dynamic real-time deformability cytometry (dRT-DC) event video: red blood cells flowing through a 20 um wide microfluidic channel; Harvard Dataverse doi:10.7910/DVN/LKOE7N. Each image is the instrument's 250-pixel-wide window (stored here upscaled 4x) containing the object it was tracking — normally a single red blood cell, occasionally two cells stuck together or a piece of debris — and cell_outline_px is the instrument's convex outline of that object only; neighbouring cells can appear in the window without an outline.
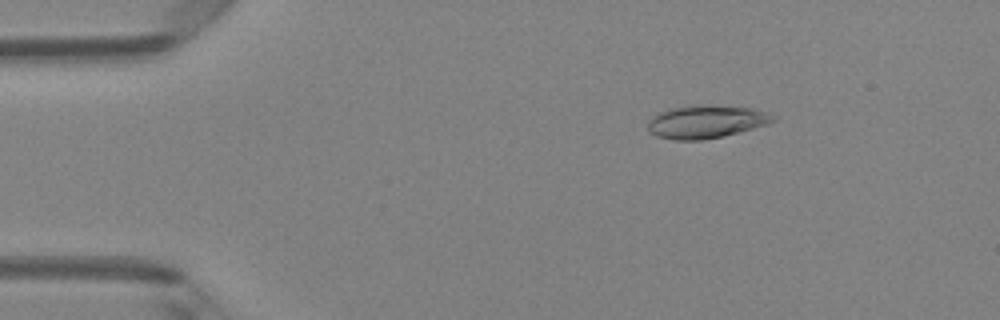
{"species": "Egyptian fruit bat (a non-hibernating species)", "species_latin": "Rousettus aegyptiacus", "temperature_condition": "room temperature", "stored_images_in_passage": 3, "camera_frame_rate_fps": 3000, "um_per_image_px": 0.085, "animal": {"sex": "female"}, "frame": {"image": 1, "passage_image": 1, "time_ms": 0.0, "image_size_px": [1000, 320], "cell_outline_px": [[776, 120], [768, 124], [740, 132], [724, 136], [700, 140], [676, 140], [656, 136], [648, 132], [648, 120], [656, 112], [672, 108], [704, 104], [752, 108], [764, 112], [772, 116]], "centroid_in_image_um": [59.96, 10.35], "position_along_channel_um": 25.0, "area_um2": 24.1}}
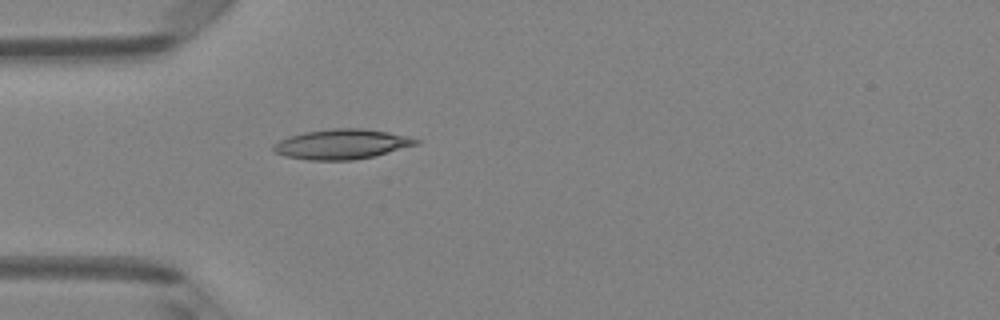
{"frame": {"image": 2, "passage_image": 3, "time_ms": 0.667, "image_size_px": [1000, 320], "cell_outline_px": [[420, 144], [372, 156], [352, 160], [308, 160], [284, 156], [276, 152], [272, 148], [272, 144], [288, 136], [304, 132], [332, 128], [360, 128], [388, 132], [420, 140]], "centroid_in_image_um": [29.01, 12.25], "position_along_channel_um": 56.0, "area_um2": 24.74}}